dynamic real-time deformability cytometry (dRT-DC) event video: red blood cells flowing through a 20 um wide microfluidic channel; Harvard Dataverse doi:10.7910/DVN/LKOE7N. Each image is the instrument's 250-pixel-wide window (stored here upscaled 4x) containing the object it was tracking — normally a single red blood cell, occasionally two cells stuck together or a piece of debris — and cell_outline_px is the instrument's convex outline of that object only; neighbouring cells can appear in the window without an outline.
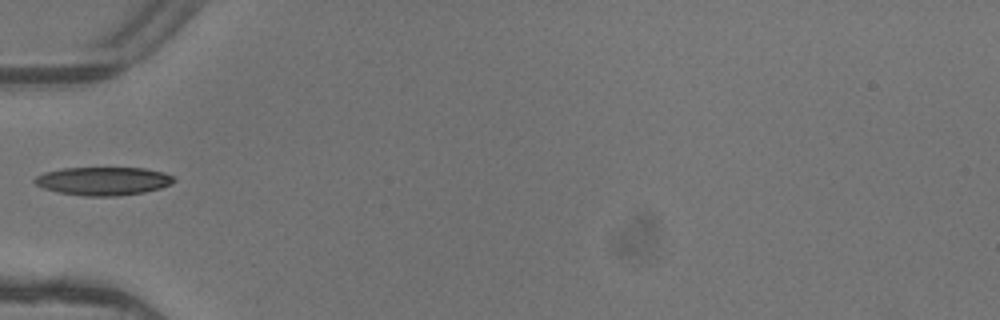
{"species": "common noctule bat (a hibernating species)", "species_latin": "Nyctalus noctula", "temperature_condition": "warm", "stored_images_in_passage": 5, "camera_frame_rate_fps": 3000, "um_per_image_px": 0.085, "animal": {"sex": "female"}, "frame": {"image": 1, "passage_image": 5, "time_ms": 1.333, "image_size_px": [1000, 320], "cell_outline_px": [[176, 180], [172, 184], [160, 188], [144, 192], [116, 196], [84, 196], [60, 192], [44, 188], [36, 184], [32, 180], [36, 176], [44, 172], [64, 168], [144, 168], [164, 172], [176, 176]], "centroid_in_image_um": [8.82, 15.38], "position_along_channel_um": 76.2, "area_um2": 23.0}}